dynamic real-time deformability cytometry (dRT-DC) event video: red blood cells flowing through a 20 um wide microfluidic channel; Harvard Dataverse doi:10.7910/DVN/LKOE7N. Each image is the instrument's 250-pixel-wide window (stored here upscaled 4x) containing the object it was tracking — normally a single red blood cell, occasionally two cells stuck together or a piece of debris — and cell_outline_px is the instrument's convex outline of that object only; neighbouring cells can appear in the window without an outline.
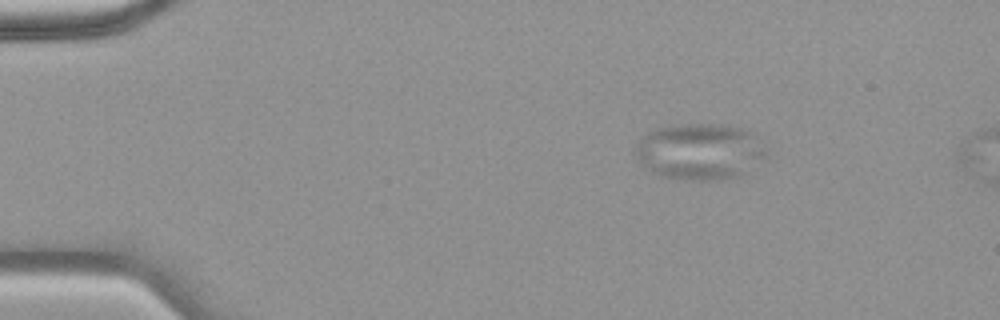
{"species": "common noctule bat (a hibernating species)", "species_latin": "Nyctalus noctula", "temperature_condition": "warm", "stored_images_in_passage": 4, "camera_frame_rate_fps": 3000, "um_per_image_px": 0.085, "animal": {"sex": "female", "body_mass_g": 18.4}, "frame": {"image": 1, "passage_image": 1, "time_ms": 0.0, "image_size_px": [1000, 320], "cell_outline_px": [[768, 156], [764, 160], [740, 176], [720, 180], [692, 180], [664, 176], [640, 164], [636, 160], [632, 152], [632, 148], [644, 136], [660, 128], [688, 124], [716, 124], [740, 128], [748, 132], [768, 148]], "centroid_in_image_um": [59.5, 12.9], "position_along_channel_um": 25.5, "area_um2": 42.77}}